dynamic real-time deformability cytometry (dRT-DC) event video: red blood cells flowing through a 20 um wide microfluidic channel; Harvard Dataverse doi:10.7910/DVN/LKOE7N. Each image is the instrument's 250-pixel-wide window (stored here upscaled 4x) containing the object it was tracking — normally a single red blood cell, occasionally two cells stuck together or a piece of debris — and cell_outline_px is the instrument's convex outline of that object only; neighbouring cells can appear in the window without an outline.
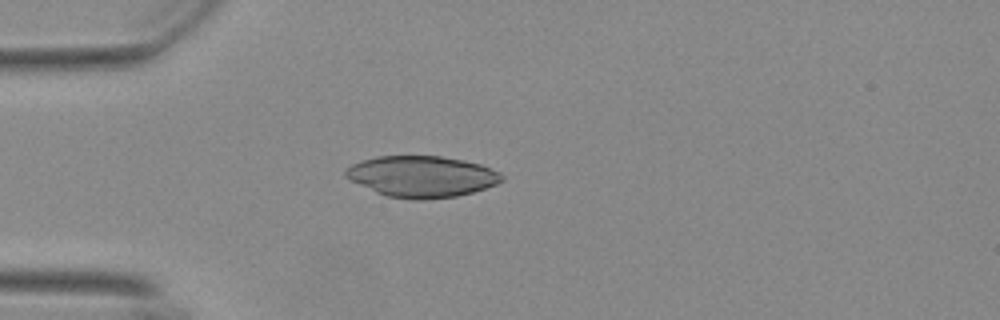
{"species": "Egyptian fruit bat (a non-hibernating species)", "species_latin": "Rousettus aegyptiacus", "temperature_condition": "warm", "stored_images_in_passage": 40, "camera_frame_rate_fps": 3000, "um_per_image_px": 0.085, "animal": {"sex": "female"}, "frame": {"image": 1, "passage_image": 1, "time_ms": 0.0, "image_size_px": [1000, 320], "cell_outline_px": [[504, 180], [496, 184], [472, 192], [456, 196], [424, 200], [416, 200], [388, 196], [376, 192], [344, 176], [344, 172], [352, 164], [376, 156], [440, 156], [464, 160], [480, 164], [500, 172], [504, 176]], "centroid_in_image_um": [35.88, 15.0], "position_along_channel_um": 49.1, "area_um2": 37.28}}
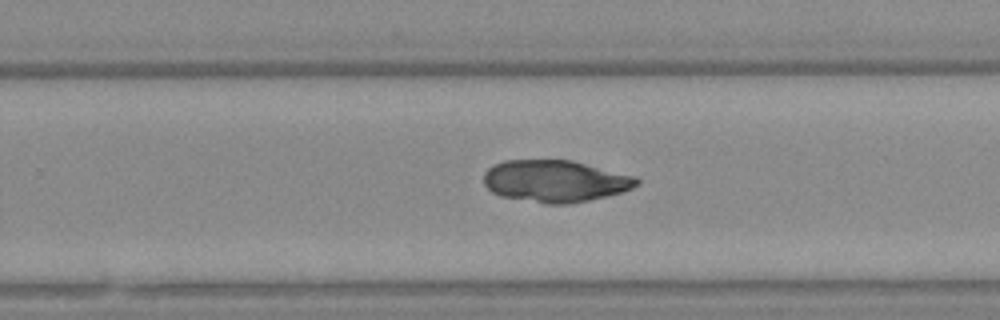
{"frame": {"image": 2, "passage_image": 21, "time_ms": 6.667, "image_size_px": [1000, 320], "cell_outline_px": [[640, 184], [624, 192], [588, 200], [568, 204], [544, 204], [500, 196], [492, 192], [484, 184], [484, 172], [492, 164], [504, 160], [572, 160], [636, 176], [640, 180]], "centroid_in_image_um": [47.2, 15.39], "position_along_channel_um": 282.6, "area_um2": 37.74}}
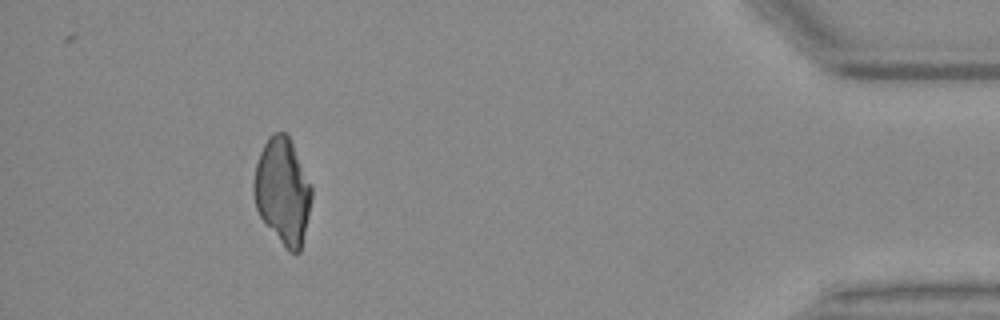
{"frame": {"image": 3, "passage_image": 36, "time_ms": 11.667, "image_size_px": [1000, 320], "cell_outline_px": [[312, 200], [300, 252], [288, 252], [260, 216], [256, 208], [252, 192], [252, 184], [256, 164], [260, 152], [268, 136], [272, 132], [284, 132], [288, 136], [292, 144], [312, 188]], "centroid_in_image_um": [24.0, 16.25], "position_along_channel_um": 411.2, "area_um2": 35.55}}